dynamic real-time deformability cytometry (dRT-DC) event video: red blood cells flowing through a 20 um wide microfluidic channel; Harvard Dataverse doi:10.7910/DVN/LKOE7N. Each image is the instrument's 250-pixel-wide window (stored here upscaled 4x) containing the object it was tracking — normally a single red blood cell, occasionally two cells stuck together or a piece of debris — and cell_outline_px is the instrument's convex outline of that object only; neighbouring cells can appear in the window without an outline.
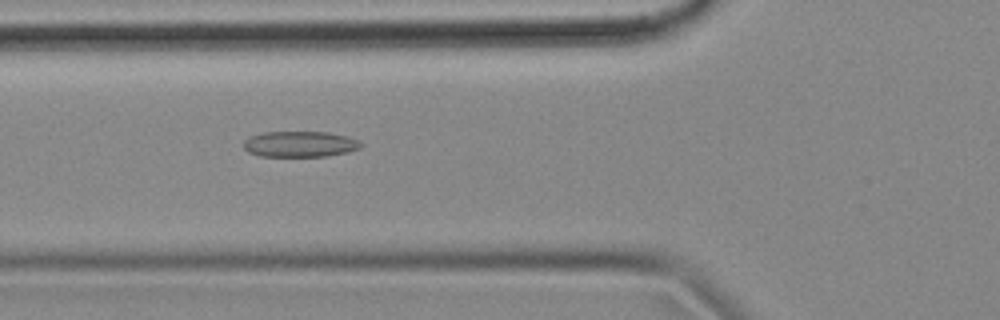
{"species": "common noctule bat (a hibernating species)", "species_latin": "Nyctalus noctula", "temperature_condition": "cold", "stored_images_in_passage": 56, "camera_frame_rate_fps": 3000, "um_per_image_px": 0.085, "animal": {"sex": "female", "body_mass_g": 18.4}, "frame": {"image": 1, "passage_image": 20, "time_ms": 6.333, "image_size_px": [1000, 320], "cell_outline_px": [[364, 144], [360, 148], [348, 152], [324, 156], [260, 156], [248, 152], [244, 148], [244, 140], [248, 136], [264, 132], [328, 132], [348, 136], [360, 140]], "centroid_in_image_um": [25.51, 12.24], "position_along_channel_um": 100.3, "area_um2": 17.8}}
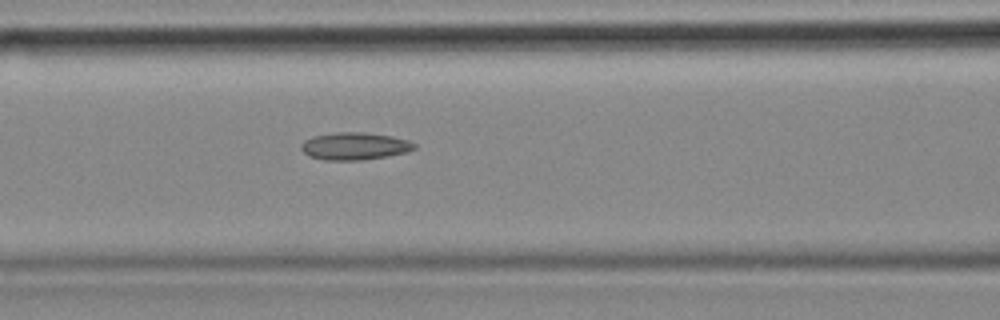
{"frame": {"image": 2, "passage_image": 23, "time_ms": 7.333, "image_size_px": [1000, 320], "cell_outline_px": [[416, 148], [408, 152], [388, 156], [360, 160], [324, 160], [308, 156], [300, 148], [300, 144], [304, 140], [312, 136], [336, 132], [364, 132], [392, 136], [408, 140], [416, 144]], "centroid_in_image_um": [30.13, 12.42], "position_along_channel_um": 136.5, "area_um2": 18.26}}
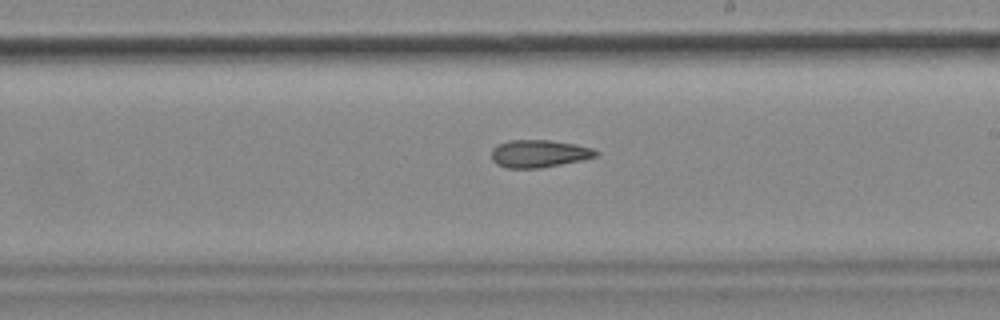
{"frame": {"image": 3, "passage_image": 32, "time_ms": 10.333, "image_size_px": [1000, 320], "cell_outline_px": [[600, 152], [596, 156], [580, 160], [540, 168], [508, 168], [496, 164], [492, 160], [492, 148], [496, 144], [508, 140], [548, 140], [576, 144], [592, 148]], "centroid_in_image_um": [45.78, 13.05], "position_along_channel_um": 243.2, "area_um2": 16.76}, "authors_computed_cell_mechanics": {"area_um2": 17.8602, "velocity_mm_per_s": 3.5729, "shape_relaxation_time_tau1_ms": null, "shape_relaxation_time_tau2_ms": 9.2493, "deformation_change_tau1": null, "deformation_change_tau2": 0.1888}}